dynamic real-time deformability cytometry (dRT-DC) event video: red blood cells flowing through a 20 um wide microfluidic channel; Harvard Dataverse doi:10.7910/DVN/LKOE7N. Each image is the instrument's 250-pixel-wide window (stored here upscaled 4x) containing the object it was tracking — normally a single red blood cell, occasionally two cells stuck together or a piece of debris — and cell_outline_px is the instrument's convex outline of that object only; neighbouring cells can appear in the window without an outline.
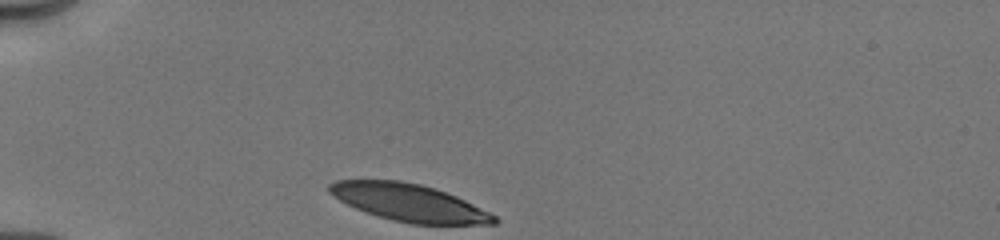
{"species": "human", "species_latin": "Homo sapiens", "temperature_condition": "cold", "stored_images_in_passage": 7, "camera_frame_rate_fps": 3000, "um_per_image_px": 0.085, "donor": {"sex": "male"}, "frame": {"image": 1, "passage_image": 1, "time_ms": 0.0, "image_size_px": [1000, 240], "cell_outline_px": [[500, 220], [496, 224], [412, 224], [392, 220], [356, 208], [340, 200], [328, 192], [328, 184], [336, 180], [400, 180], [420, 184], [436, 188], [456, 196], [496, 216]], "centroid_in_image_um": [34.77, 17.21], "position_along_channel_um": 50.2, "area_um2": 35.55}}
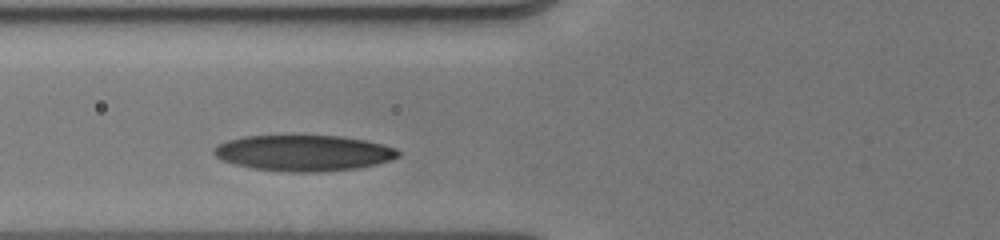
{"frame": {"image": 2, "passage_image": 4, "time_ms": 2.0, "image_size_px": [1000, 240], "cell_outline_px": [[400, 156], [392, 160], [376, 164], [356, 168], [320, 172], [288, 172], [252, 168], [236, 164], [224, 160], [216, 156], [212, 152], [212, 148], [216, 144], [228, 140], [244, 136], [340, 136], [364, 140], [384, 144], [396, 148], [400, 152]], "centroid_in_image_um": [25.82, 13.0], "position_along_channel_um": 100.0, "area_um2": 38.61}}
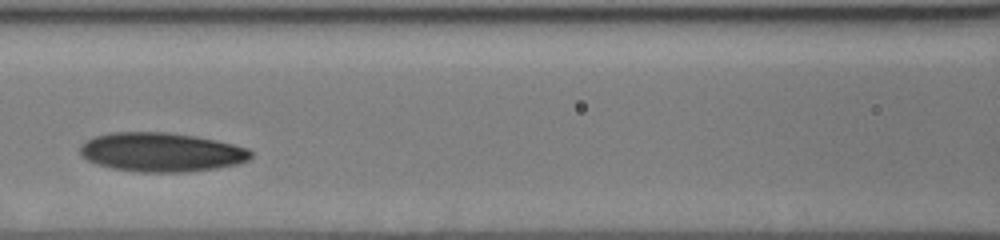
{"frame": {"image": 3, "passage_image": 6, "time_ms": 3.333, "image_size_px": [1000, 240], "cell_outline_px": [[252, 156], [248, 160], [240, 164], [216, 168], [188, 172], [140, 172], [112, 168], [96, 164], [80, 156], [80, 144], [84, 140], [96, 136], [112, 132], [168, 132], [196, 136], [216, 140], [248, 148], [252, 152]], "centroid_in_image_um": [13.7, 12.93], "position_along_channel_um": 152.9, "area_um2": 39.19}}